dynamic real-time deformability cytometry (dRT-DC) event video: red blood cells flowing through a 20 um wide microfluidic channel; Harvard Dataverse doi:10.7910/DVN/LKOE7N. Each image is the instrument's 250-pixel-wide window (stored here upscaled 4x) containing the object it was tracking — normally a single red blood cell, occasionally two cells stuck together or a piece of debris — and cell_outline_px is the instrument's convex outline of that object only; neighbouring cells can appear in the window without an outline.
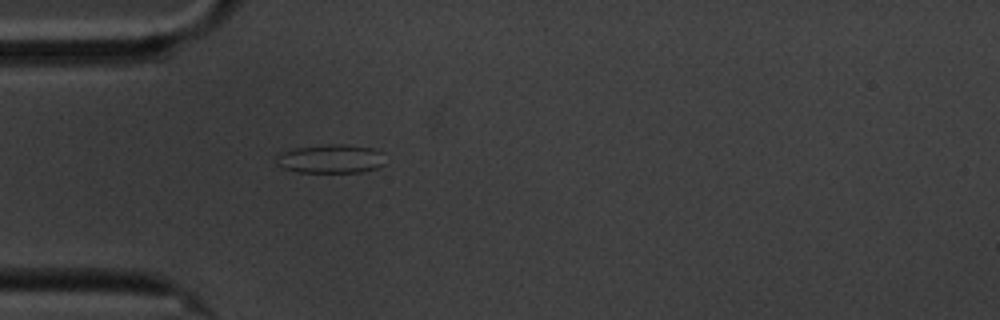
{"species": "common noctule bat (a hibernating species)", "species_latin": "Nyctalus noctula", "temperature_condition": "cold", "stored_images_in_passage": 2, "camera_frame_rate_fps": 3000, "um_per_image_px": 0.085, "animal": {"sex": "male", "body_mass_g": 20.1, "forearm_length_mm": 53.5}, "frame": {"image": 1, "passage_image": 2, "time_ms": 1.333, "image_size_px": [1000, 320], "cell_outline_px": [[384, 164], [376, 168], [360, 172], [296, 172], [284, 168], [276, 164], [276, 156], [280, 152], [296, 148], [332, 144], [348, 144], [376, 148], [384, 152]], "centroid_in_image_um": [28.15, 13.49], "position_along_channel_um": 56.8, "area_um2": 18.5}}